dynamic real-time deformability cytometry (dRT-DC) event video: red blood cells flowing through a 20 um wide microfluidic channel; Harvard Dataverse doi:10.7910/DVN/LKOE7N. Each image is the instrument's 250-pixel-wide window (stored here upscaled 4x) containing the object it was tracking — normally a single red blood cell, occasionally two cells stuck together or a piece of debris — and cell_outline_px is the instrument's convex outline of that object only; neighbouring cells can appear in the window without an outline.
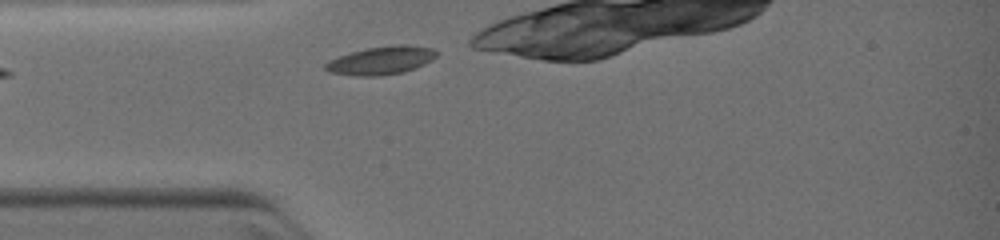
{"species": "common noctule bat (a hibernating species)", "species_latin": "Nyctalus noctula", "temperature_condition": "warm", "stored_images_in_passage": 2, "segment_of_instrument_passage": [2, 2], "camera_frame_rate_fps": 3000, "um_per_image_px": 0.085, "animal": {"sex": "female", "body_mass_g": 19.0, "forearm_length_mm": 51.5}, "frame": {"image": 1, "passage_image": 2, "time_ms": 0.667, "image_size_px": [1000, 240], "cell_outline_px": [[440, 52], [432, 60], [424, 64], [404, 72], [380, 76], [356, 76], [328, 72], [324, 68], [324, 64], [328, 60], [352, 52], [368, 48], [396, 44], [404, 44], [432, 48]], "centroid_in_image_um": [32.4, 5.14], "position_along_channel_um": 52.6, "area_um2": 18.32}}